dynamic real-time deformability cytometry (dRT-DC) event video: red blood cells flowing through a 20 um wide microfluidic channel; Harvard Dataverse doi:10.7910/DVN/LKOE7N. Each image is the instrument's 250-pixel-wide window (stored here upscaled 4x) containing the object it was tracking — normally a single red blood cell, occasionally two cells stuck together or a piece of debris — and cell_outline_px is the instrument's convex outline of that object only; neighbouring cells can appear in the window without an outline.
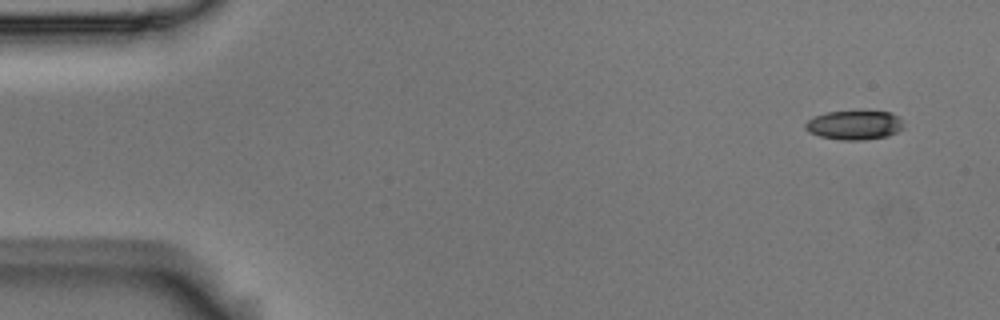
{"species": "Egyptian fruit bat (a non-hibernating species)", "species_latin": "Rousettus aegyptiacus", "temperature_condition": "room temperature", "stored_images_in_passage": 4, "camera_frame_rate_fps": 3000, "um_per_image_px": 0.085, "animal": {"sex": "male"}, "frame": {"image": 1, "passage_image": 1, "time_ms": 0.0, "image_size_px": [1000, 320], "cell_outline_px": [[904, 128], [888, 136], [864, 140], [840, 140], [820, 136], [808, 132], [804, 128], [804, 124], [812, 116], [828, 112], [892, 112], [900, 116]], "centroid_in_image_um": [72.62, 10.64], "position_along_channel_um": 12.4, "area_um2": 16.76}}
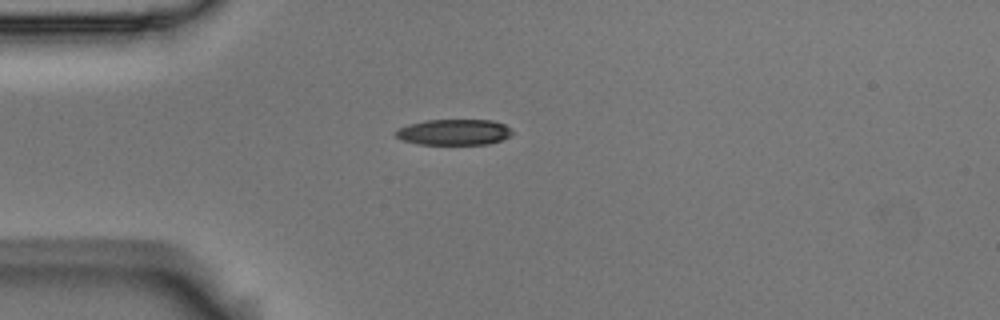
{"frame": {"image": 2, "passage_image": 4, "time_ms": 1.0, "image_size_px": [1000, 320], "cell_outline_px": [[512, 132], [508, 136], [500, 140], [488, 144], [420, 144], [404, 140], [396, 136], [392, 132], [408, 124], [424, 120], [492, 120], [504, 124]], "centroid_in_image_um": [38.55, 11.22], "position_along_channel_um": 46.5, "area_um2": 17.34}}